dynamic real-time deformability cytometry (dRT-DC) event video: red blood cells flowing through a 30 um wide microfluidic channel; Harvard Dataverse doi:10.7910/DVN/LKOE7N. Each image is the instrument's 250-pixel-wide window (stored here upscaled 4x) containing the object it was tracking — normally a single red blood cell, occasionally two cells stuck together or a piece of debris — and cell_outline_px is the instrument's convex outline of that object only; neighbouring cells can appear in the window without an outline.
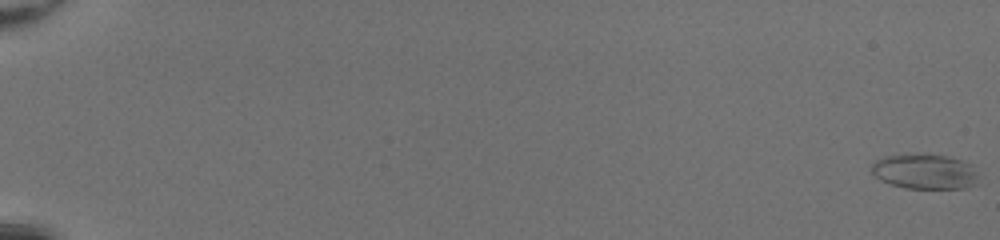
{"species": "common noctule bat (a hibernating species)", "species_latin": "Nyctalus noctula", "temperature_condition": "room temperature", "stored_images_in_passage": 52, "camera_frame_rate_fps": 3000, "um_per_image_px": 0.085, "animal": {"sex": "female", "body_mass_g": 20.0, "forearm_length_mm": 54.0}, "frame": {"image": 1, "passage_image": 1, "time_ms": 0.0, "image_size_px": [1000, 240], "cell_outline_px": [[976, 184], [964, 188], [904, 188], [880, 180], [872, 172], [872, 164], [876, 160], [884, 156], [948, 156], [972, 164], [976, 172]], "centroid_in_image_um": [78.62, 14.61], "position_along_channel_um": 6.4, "area_um2": 21.15}}
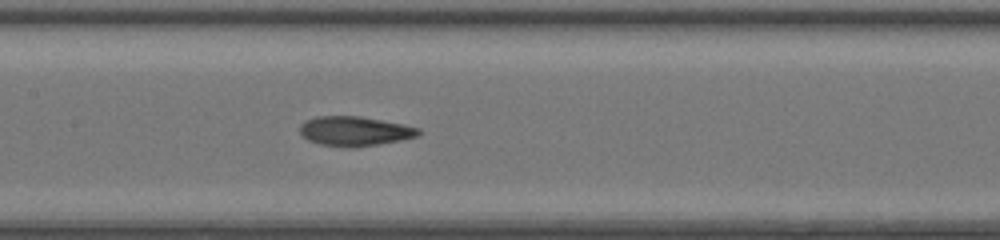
{"frame": {"image": 2, "passage_image": 29, "time_ms": 9.333, "image_size_px": [1000, 240], "cell_outline_px": [[424, 132], [420, 136], [400, 140], [352, 148], [320, 144], [308, 140], [300, 132], [300, 124], [304, 120], [316, 116], [360, 116], [404, 124], [420, 128]], "centroid_in_image_um": [30.18, 11.14], "position_along_channel_um": 177.2, "area_um2": 20.58}}
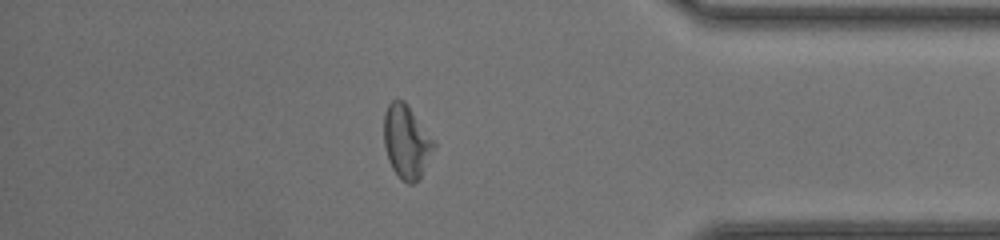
{"frame": {"image": 3, "passage_image": 46, "time_ms": 15.0, "image_size_px": [1000, 240], "cell_outline_px": [[436, 144], [420, 176], [412, 184], [408, 184], [400, 180], [392, 168], [388, 160], [384, 144], [384, 112], [388, 104], [392, 100], [404, 100], [408, 104]], "centroid_in_image_um": [34.52, 12.03], "position_along_channel_um": 400.7, "area_um2": 21.15}, "authors_computed_cell_mechanics": {"area_um2": 21.2704, "velocity_mm_per_s": 4.3043, "shape_relaxation_time_tau1_ms": 9.286, "shape_relaxation_time_tau2_ms": 2.1618, "deformation_change_tau1": 0.2511, "deformation_change_tau2": 0.1025}}